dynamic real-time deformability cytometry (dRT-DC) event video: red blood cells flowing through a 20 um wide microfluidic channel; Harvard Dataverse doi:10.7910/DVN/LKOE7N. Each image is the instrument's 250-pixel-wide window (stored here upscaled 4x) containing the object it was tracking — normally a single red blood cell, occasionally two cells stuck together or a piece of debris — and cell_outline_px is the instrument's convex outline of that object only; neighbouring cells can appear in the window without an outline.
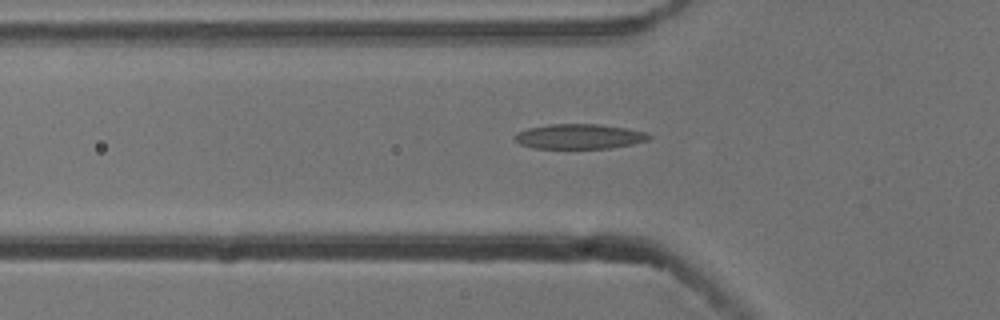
{"species": "common noctule bat (a hibernating species)", "species_latin": "Nyctalus noctula", "temperature_condition": "cold", "stored_images_in_passage": 21, "camera_frame_rate_fps": 3000, "um_per_image_px": 0.085, "animal": {"sex": "male", "body_mass_g": 13.3}, "frame": {"image": 1, "passage_image": 6, "time_ms": 1.667, "image_size_px": [1000, 320], "cell_outline_px": [[652, 136], [648, 140], [632, 144], [608, 148], [532, 148], [520, 144], [516, 140], [516, 132], [528, 128], [548, 124], [596, 124], [624, 128], [644, 132]], "centroid_in_image_um": [49.21, 11.6], "position_along_channel_um": 76.6, "area_um2": 19.25}}
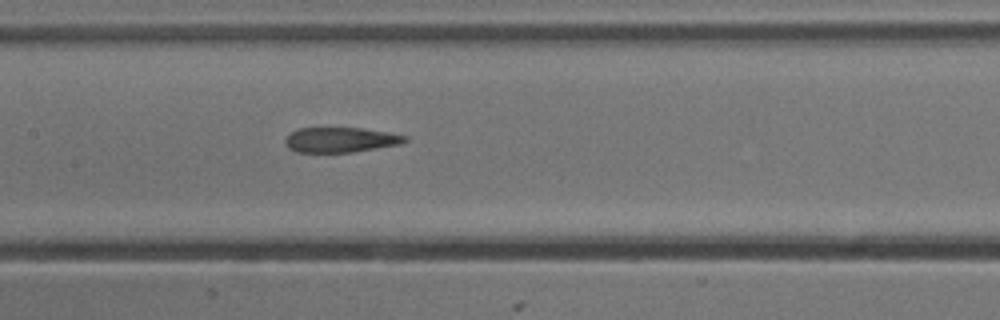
{"frame": {"image": 2, "passage_image": 14, "time_ms": 4.333, "image_size_px": [1000, 320], "cell_outline_px": [[408, 140], [400, 144], [352, 152], [296, 152], [284, 140], [292, 132], [300, 128], [360, 128], [388, 132], [408, 136]], "centroid_in_image_um": [29.0, 11.88], "position_along_channel_um": 178.4, "area_um2": 17.17}}
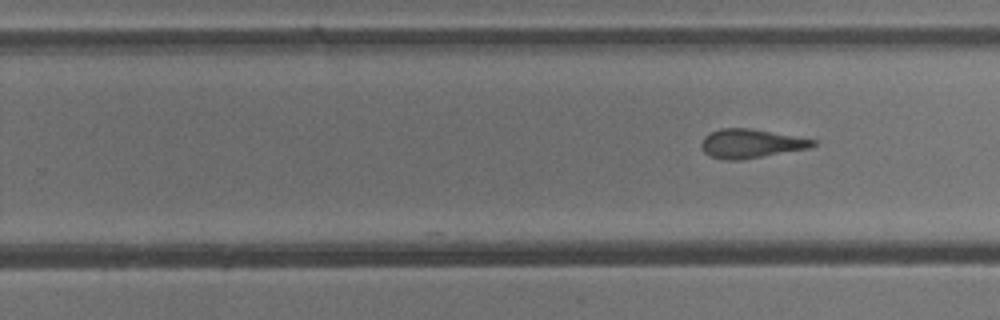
{"frame": {"image": 3, "passage_image": 21, "time_ms": 6.667, "image_size_px": [1000, 320], "cell_outline_px": [[816, 144], [808, 148], [740, 160], [728, 160], [712, 156], [704, 152], [700, 144], [704, 136], [720, 128], [748, 128], [816, 140]], "centroid_in_image_um": [63.78, 12.2], "position_along_channel_um": 266.0, "area_um2": 18.38}}